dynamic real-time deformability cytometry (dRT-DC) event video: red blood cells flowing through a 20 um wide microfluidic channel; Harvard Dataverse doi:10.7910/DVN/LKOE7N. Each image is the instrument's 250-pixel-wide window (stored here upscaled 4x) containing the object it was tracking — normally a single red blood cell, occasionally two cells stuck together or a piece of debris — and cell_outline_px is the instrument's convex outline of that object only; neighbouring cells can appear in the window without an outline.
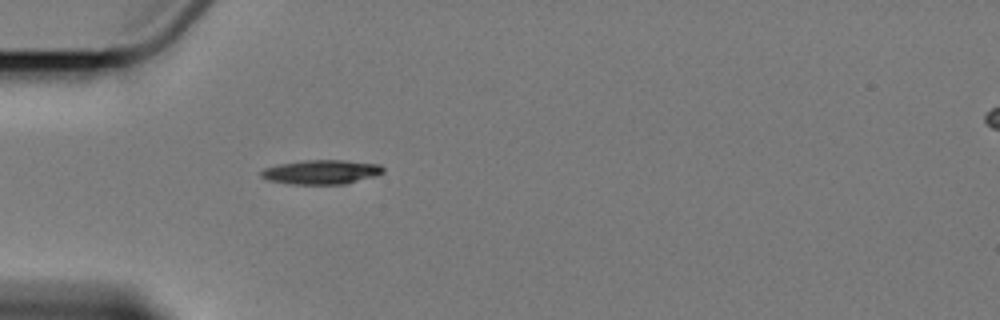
{"species": "Egyptian fruit bat (a non-hibernating species)", "species_latin": "Rousettus aegyptiacus", "temperature_condition": "cold", "stored_images_in_passage": 1, "camera_frame_rate_fps": 3000, "um_per_image_px": 0.085, "animal": {"sex": "female"}, "frame": {"image": 1, "passage_image": 1, "time_ms": 0.0, "image_size_px": [1000, 320], "cell_outline_px": [[384, 172], [372, 176], [344, 184], [292, 184], [268, 180], [260, 176], [260, 172], [264, 168], [280, 164], [304, 160], [344, 160], [380, 164], [384, 168]], "centroid_in_image_um": [27.29, 14.61], "position_along_channel_um": 57.7, "area_um2": 17.11}}